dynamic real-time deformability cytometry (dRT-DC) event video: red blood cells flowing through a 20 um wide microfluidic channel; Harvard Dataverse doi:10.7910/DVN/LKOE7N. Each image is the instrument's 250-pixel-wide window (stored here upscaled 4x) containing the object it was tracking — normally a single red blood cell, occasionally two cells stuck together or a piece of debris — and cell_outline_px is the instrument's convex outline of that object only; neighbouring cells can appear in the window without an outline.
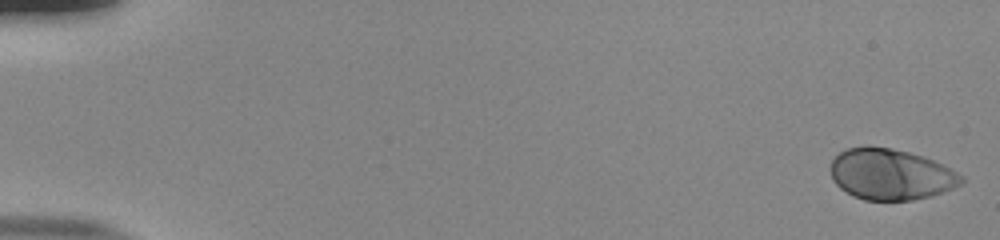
{"species": "human", "species_latin": "Homo sapiens", "temperature_condition": "room temperature", "stored_images_in_passage": 54, "camera_frame_rate_fps": 3000, "um_per_image_px": 0.085, "donor": {"sex": "male"}, "frame": {"image": 1, "passage_image": 1, "time_ms": 0.0, "image_size_px": [1000, 240], "cell_outline_px": [[964, 180], [960, 184], [952, 188], [932, 196], [912, 200], [864, 200], [852, 196], [840, 188], [832, 180], [828, 168], [832, 160], [840, 152], [848, 148], [892, 148], [924, 156], [964, 176]], "centroid_in_image_um": [75.68, 14.84], "position_along_channel_um": 9.3, "area_um2": 38.61}}
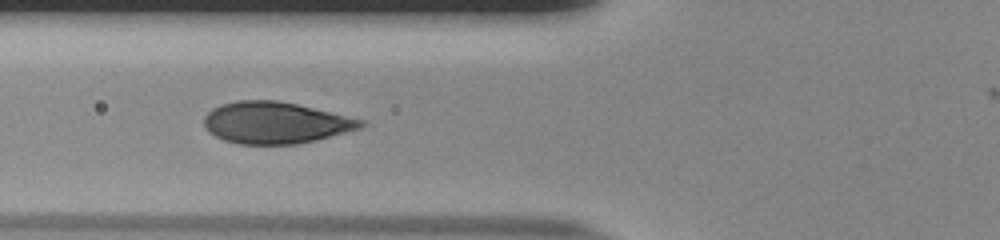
{"frame": {"image": 2, "passage_image": 22, "time_ms": 7.0, "image_size_px": [1000, 240], "cell_outline_px": [[368, 124], [364, 128], [316, 140], [296, 144], [240, 144], [224, 140], [208, 132], [204, 128], [204, 116], [212, 108], [220, 104], [236, 100], [276, 100], [296, 104], [364, 120]], "centroid_in_image_um": [23.41, 10.43], "position_along_channel_um": 102.4, "area_um2": 38.21}}
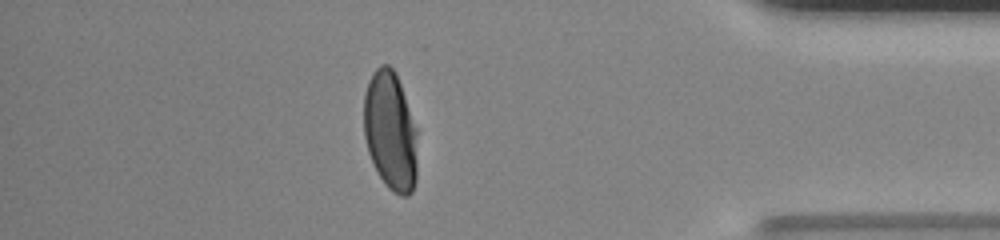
{"frame": {"image": 3, "passage_image": 48, "time_ms": 15.667, "image_size_px": [1000, 240], "cell_outline_px": [[416, 180], [412, 192], [408, 196], [400, 196], [392, 192], [388, 188], [380, 176], [368, 152], [364, 136], [364, 92], [368, 80], [372, 72], [380, 64], [388, 64], [396, 72], [416, 128]], "centroid_in_image_um": [33.17, 11.12], "position_along_channel_um": 402.0, "area_um2": 37.22}, "authors_computed_cell_mechanics": {"area_um2": 38.6393, "velocity_mm_per_s": 3.7991, "shape_relaxation_time_tau1_ms": 3.4682, "shape_relaxation_time_tau2_ms": null, "deformation_change_tau1": 0.1979, "deformation_change_tau2": null}}